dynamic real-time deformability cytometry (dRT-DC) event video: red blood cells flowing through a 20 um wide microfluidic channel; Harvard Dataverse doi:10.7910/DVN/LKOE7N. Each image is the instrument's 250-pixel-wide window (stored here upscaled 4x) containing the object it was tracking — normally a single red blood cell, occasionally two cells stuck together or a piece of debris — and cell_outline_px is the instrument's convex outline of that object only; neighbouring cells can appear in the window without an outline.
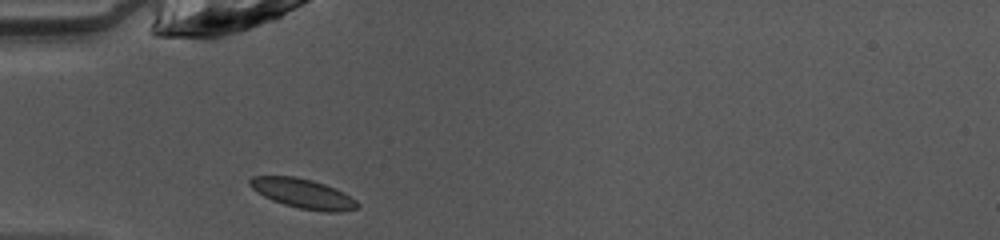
{"species": "common noctule bat (a hibernating species)", "species_latin": "Nyctalus noctula", "temperature_condition": "warm", "stored_images_in_passage": 35, "camera_frame_rate_fps": 3000, "um_per_image_px": 0.085, "animal": {"sex": "female", "body_mass_g": 10.0, "forearm_length_mm": 53.1}, "frame": {"image": 1, "passage_image": 1, "time_ms": 0.0, "image_size_px": [1000, 240], "cell_outline_px": [[360, 204], [356, 208], [340, 212], [324, 212], [300, 208], [284, 204], [272, 200], [264, 196], [252, 188], [248, 184], [248, 180], [252, 176], [296, 176], [312, 180], [336, 188], [344, 192], [356, 200]], "centroid_in_image_um": [25.76, 16.44], "position_along_channel_um": 59.2, "area_um2": 18.55}}
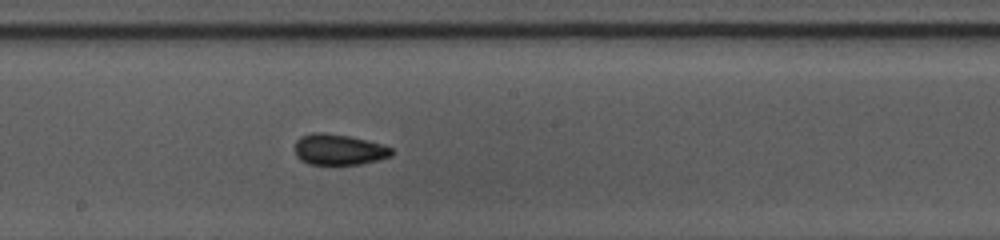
{"frame": {"image": 2, "passage_image": 13, "time_ms": 4.0, "image_size_px": [1000, 240], "cell_outline_px": [[392, 156], [360, 164], [308, 164], [300, 160], [296, 156], [296, 140], [300, 136], [312, 132], [324, 132], [348, 136], [380, 144], [392, 148]], "centroid_in_image_um": [28.75, 12.71], "position_along_channel_um": 219.4, "area_um2": 17.22}}
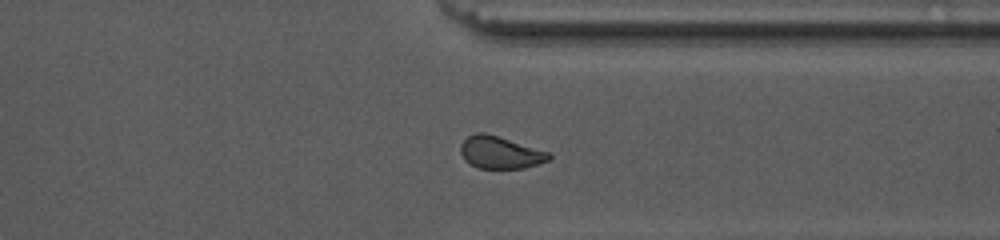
{"frame": {"image": 3, "passage_image": 24, "time_ms": 7.667, "image_size_px": [1000, 240], "cell_outline_px": [[552, 156], [548, 160], [524, 168], [480, 168], [464, 160], [460, 152], [460, 144], [468, 136], [476, 132], [484, 132], [548, 152]], "centroid_in_image_um": [42.47, 12.96], "position_along_channel_um": 368.9, "area_um2": 16.3}, "authors_computed_cell_mechanics": {"area_um2": 17.2822, "velocity_mm_per_s": 4.0936, "shape_relaxation_time_tau1_ms": 5.3785, "shape_relaxation_time_tau2_ms": 1.3858, "deformation_change_tau1": 0.1467, "deformation_change_tau2": 0.063}}